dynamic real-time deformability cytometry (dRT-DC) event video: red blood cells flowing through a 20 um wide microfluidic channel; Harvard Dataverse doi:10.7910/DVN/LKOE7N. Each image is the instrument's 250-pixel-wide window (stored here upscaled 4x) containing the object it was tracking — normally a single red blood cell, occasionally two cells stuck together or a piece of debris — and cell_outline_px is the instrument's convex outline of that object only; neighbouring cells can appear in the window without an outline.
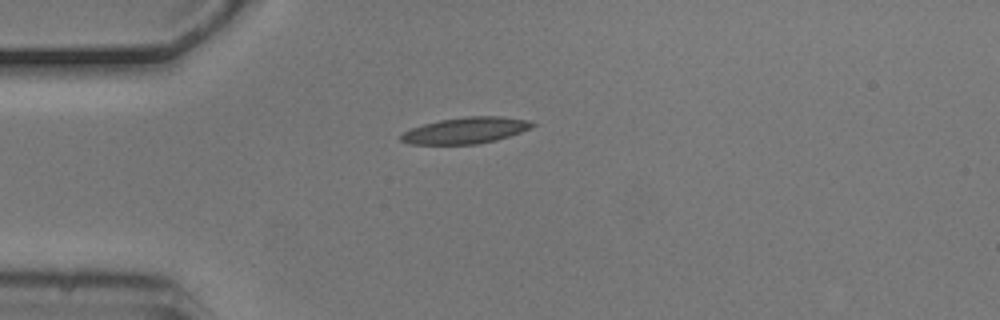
{"species": "common noctule bat (a hibernating species)", "species_latin": "Nyctalus noctula", "temperature_condition": "cold", "stored_images_in_passage": 5, "camera_frame_rate_fps": 3000, "um_per_image_px": 0.085, "animal": {"sex": "male", "body_mass_g": 20.5, "forearm_length_mm": 52.5}, "frame": {"image": 1, "passage_image": 1, "time_ms": 0.0, "image_size_px": [1000, 320], "cell_outline_px": [[536, 124], [520, 132], [496, 140], [476, 144], [408, 144], [400, 140], [400, 136], [404, 132], [412, 128], [424, 124], [440, 120], [464, 116], [500, 116], [528, 120]], "centroid_in_image_um": [39.55, 11.08], "position_along_channel_um": 45.4, "area_um2": 19.88}}
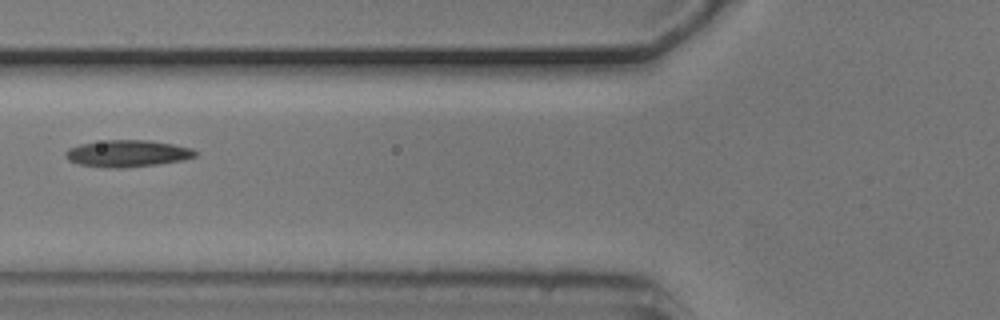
{"frame": {"image": 2, "passage_image": 3, "time_ms": 0.667, "image_size_px": [1000, 320], "cell_outline_px": [[196, 156], [184, 160], [156, 164], [124, 168], [108, 168], [80, 164], [68, 160], [64, 156], [64, 152], [68, 148], [80, 144], [108, 140], [148, 140], [172, 144], [192, 148], [196, 152]], "centroid_in_image_um": [10.81, 13.05], "position_along_channel_um": 115.0, "area_um2": 20.23}}
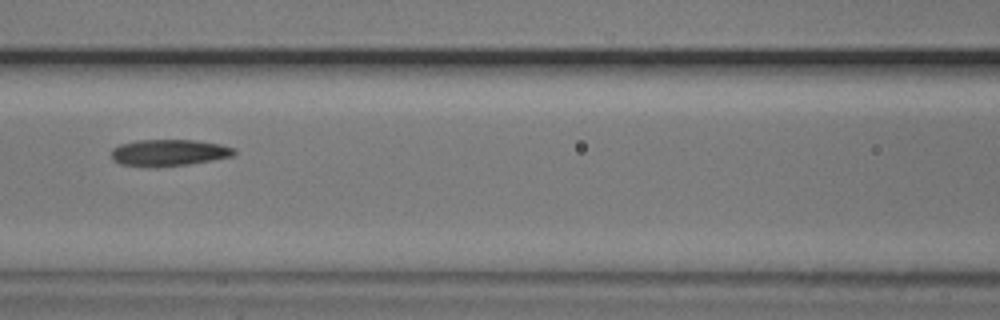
{"frame": {"image": 3, "passage_image": 4, "time_ms": 1.0, "image_size_px": [1000, 320], "cell_outline_px": [[236, 152], [232, 156], [212, 160], [188, 164], [156, 168], [148, 168], [120, 164], [112, 160], [112, 148], [120, 144], [136, 140], [196, 140], [220, 144], [236, 148]], "centroid_in_image_um": [14.32, 12.99], "position_along_channel_um": 152.3, "area_um2": 19.36}}